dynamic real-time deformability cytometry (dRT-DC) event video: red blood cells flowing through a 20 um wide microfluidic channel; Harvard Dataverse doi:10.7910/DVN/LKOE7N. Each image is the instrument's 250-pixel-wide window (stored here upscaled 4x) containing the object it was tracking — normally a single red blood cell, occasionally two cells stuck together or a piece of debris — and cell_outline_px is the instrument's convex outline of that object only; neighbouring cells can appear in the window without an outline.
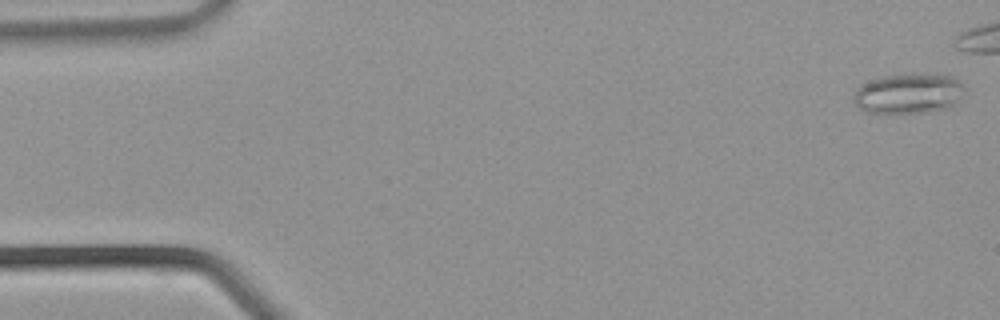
{"species": "common noctule bat (a hibernating species)", "species_latin": "Nyctalus noctula", "temperature_condition": "warm", "stored_images_in_passage": 29, "camera_frame_rate_fps": 3000, "um_per_image_px": 0.085, "animal": {"sex": "male", "body_mass_g": 21.5, "forearm_length_mm": 52.0}, "frame": {"image": 1, "passage_image": 1, "time_ms": 0.0, "image_size_px": [1000, 320], "cell_outline_px": [[964, 88], [956, 104], [948, 108], [920, 112], [868, 112], [860, 108], [856, 104], [852, 96], [856, 88], [860, 84], [884, 76], [912, 72], [936, 72], [952, 76]], "centroid_in_image_um": [77.22, 7.9], "position_along_channel_um": 7.8, "area_um2": 26.18}}
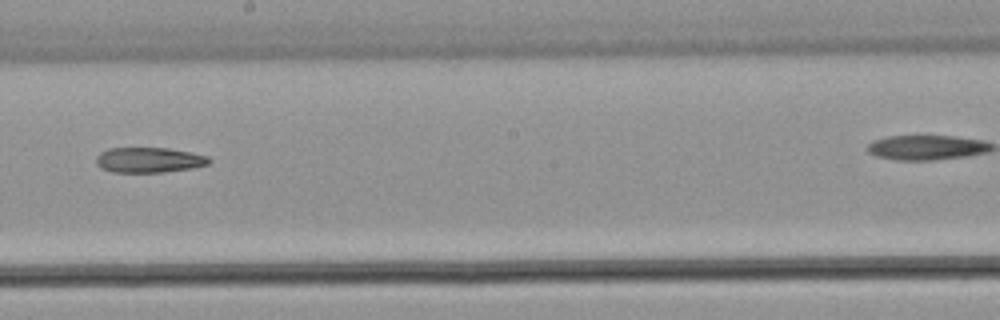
{"frame": {"image": 2, "passage_image": 20, "time_ms": 6.333, "image_size_px": [1000, 320], "cell_outline_px": [[212, 160], [208, 164], [192, 168], [160, 172], [112, 172], [100, 168], [96, 164], [96, 156], [100, 152], [108, 148], [168, 148], [208, 156]], "centroid_in_image_um": [12.63, 13.6], "position_along_channel_um": 235.6, "area_um2": 16.59}}
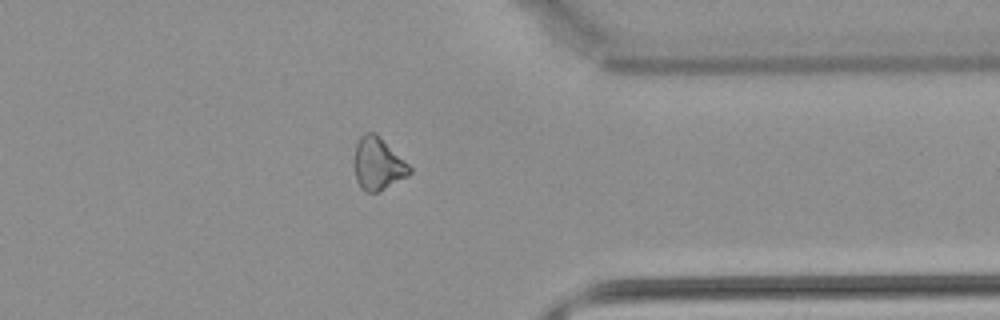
{"frame": {"image": 3, "passage_image": 28, "time_ms": 9.0, "image_size_px": [1000, 320], "cell_outline_px": [[412, 172], [408, 176], [376, 192], [364, 192], [360, 188], [356, 180], [356, 144], [360, 136], [364, 132], [376, 132], [412, 168]], "centroid_in_image_um": [32.14, 13.91], "position_along_channel_um": 379.3, "area_um2": 16.65}}